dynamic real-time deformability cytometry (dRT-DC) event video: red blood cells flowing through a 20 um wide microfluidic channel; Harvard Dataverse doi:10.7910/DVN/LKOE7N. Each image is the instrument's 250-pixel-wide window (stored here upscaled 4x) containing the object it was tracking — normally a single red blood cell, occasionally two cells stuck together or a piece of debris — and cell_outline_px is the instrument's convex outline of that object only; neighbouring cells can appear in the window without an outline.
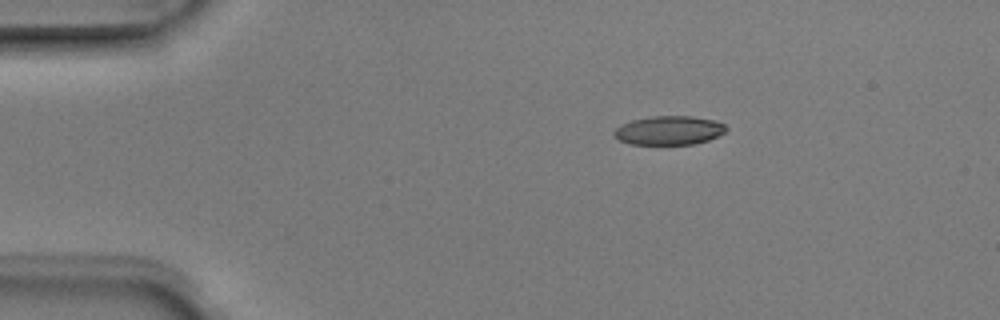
{"species": "Egyptian fruit bat (a non-hibernating species)", "species_latin": "Rousettus aegyptiacus", "temperature_condition": "room temperature", "stored_images_in_passage": 3, "camera_frame_rate_fps": 3000, "um_per_image_px": 0.085, "animal": {"sex": "male"}, "frame": {"image": 1, "passage_image": 1, "time_ms": 0.0, "image_size_px": [1000, 320], "cell_outline_px": [[728, 128], [724, 132], [708, 140], [692, 144], [628, 144], [612, 136], [612, 132], [620, 124], [632, 120], [652, 116], [692, 116], [716, 120], [724, 124]], "centroid_in_image_um": [56.83, 11.07], "position_along_channel_um": 28.2, "area_um2": 18.96}}